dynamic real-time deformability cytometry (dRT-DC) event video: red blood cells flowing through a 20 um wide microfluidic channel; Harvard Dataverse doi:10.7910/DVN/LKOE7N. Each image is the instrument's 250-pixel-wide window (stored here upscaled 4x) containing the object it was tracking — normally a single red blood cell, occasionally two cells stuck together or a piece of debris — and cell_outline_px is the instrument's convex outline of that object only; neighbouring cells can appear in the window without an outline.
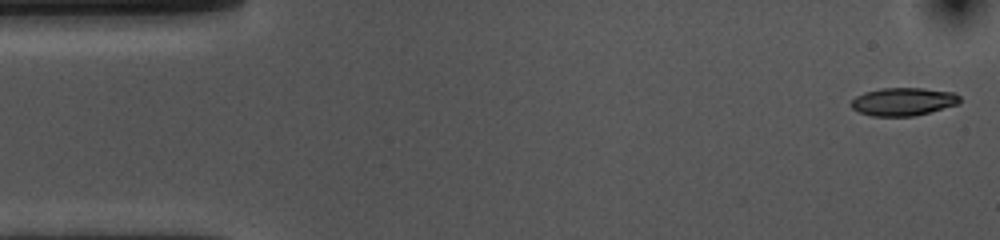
{"species": "common noctule bat (a hibernating species)", "species_latin": "Nyctalus noctula", "temperature_condition": "cold", "stored_images_in_passage": 53, "camera_frame_rate_fps": 3000, "um_per_image_px": 0.085, "animal": {"sex": "female", "body_mass_g": 10.0, "forearm_length_mm": 53.1}, "frame": {"image": 1, "passage_image": 1, "time_ms": 0.0, "image_size_px": [1000, 240], "cell_outline_px": [[960, 104], [912, 116], [872, 116], [860, 112], [852, 108], [852, 100], [856, 96], [864, 92], [880, 88], [924, 88], [956, 92], [960, 96]], "centroid_in_image_um": [76.81, 8.62], "position_along_channel_um": 8.2, "area_um2": 17.74}}
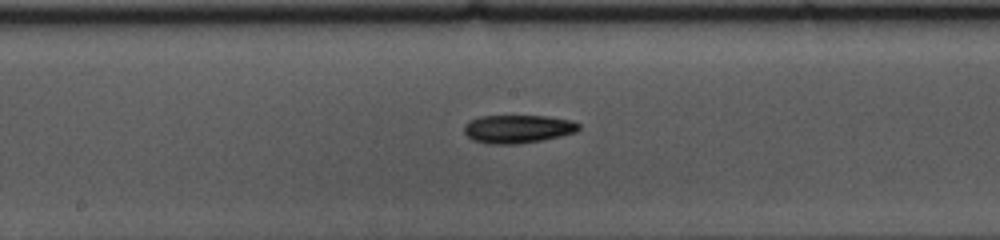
{"frame": {"image": 2, "passage_image": 26, "time_ms": 8.333, "image_size_px": [1000, 240], "cell_outline_px": [[580, 128], [576, 132], [560, 136], [540, 140], [516, 144], [492, 144], [472, 140], [464, 132], [464, 124], [468, 120], [480, 116], [548, 116], [572, 120], [580, 124]], "centroid_in_image_um": [44.0, 10.95], "position_along_channel_um": 204.2, "area_um2": 18.9}}
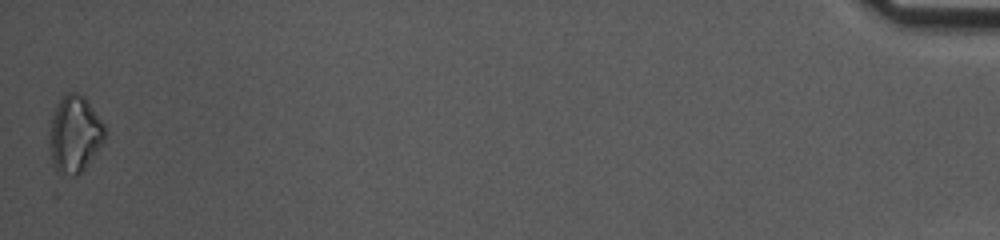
{"frame": {"image": 3, "passage_image": 53, "time_ms": 17.333, "image_size_px": [1000, 240], "cell_outline_px": [[104, 140], [84, 168], [76, 176], [72, 176], [56, 172], [52, 164], [48, 148], [52, 120], [56, 104], [68, 92], [76, 92], [84, 96], [88, 100], [104, 124]], "centroid_in_image_um": [6.32, 11.41], "position_along_channel_um": 428.9, "area_um2": 24.62}, "authors_computed_cell_mechanics": {"area_um2": 18.496, "velocity_mm_per_s": 3.6232, "shape_relaxation_time_tau1_ms": 3.6197, "shape_relaxation_time_tau2_ms": null, "deformation_change_tau1": 0.1101, "deformation_change_tau2": null}}